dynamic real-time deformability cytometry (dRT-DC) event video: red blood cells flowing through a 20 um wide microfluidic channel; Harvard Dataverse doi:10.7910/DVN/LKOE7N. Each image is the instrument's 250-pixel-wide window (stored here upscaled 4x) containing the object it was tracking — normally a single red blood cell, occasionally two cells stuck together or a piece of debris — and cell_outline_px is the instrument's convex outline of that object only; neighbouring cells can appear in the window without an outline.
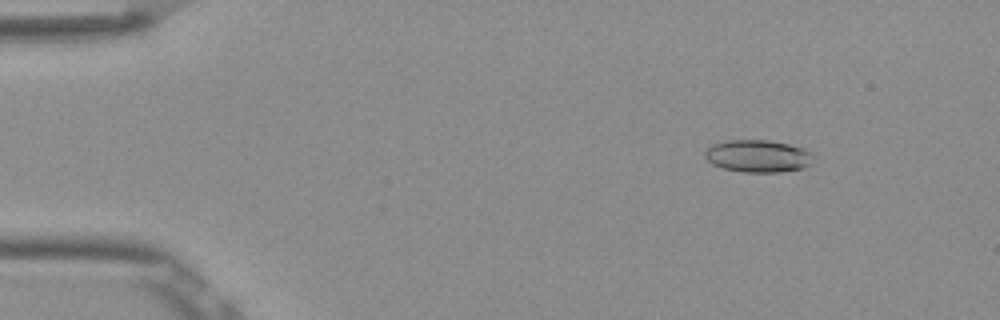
{"species": "Egyptian fruit bat (a non-hibernating species)", "species_latin": "Rousettus aegyptiacus", "temperature_condition": "room temperature", "stored_images_in_passage": 53, "camera_frame_rate_fps": 3000, "um_per_image_px": 0.085, "frame": {"image": 1, "passage_image": 7, "time_ms": 2.0, "image_size_px": [1000, 320], "cell_outline_px": [[808, 164], [804, 168], [780, 172], [744, 172], [724, 168], [712, 164], [704, 156], [704, 152], [712, 144], [724, 140], [768, 140], [788, 144], [804, 148], [808, 152]], "centroid_in_image_um": [64.33, 13.26], "position_along_channel_um": 20.7, "area_um2": 20.11}}
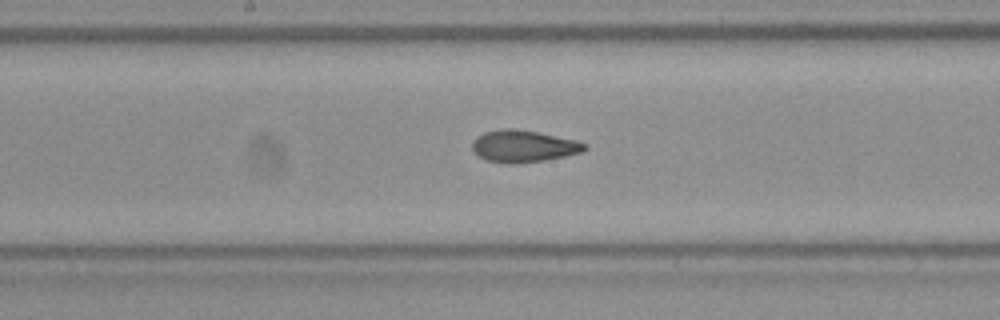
{"frame": {"image": 2, "passage_image": 28, "time_ms": 9.0, "image_size_px": [1000, 320], "cell_outline_px": [[588, 148], [580, 152], [564, 156], [544, 160], [512, 164], [484, 160], [472, 148], [472, 140], [476, 136], [484, 132], [500, 128], [508, 128], [536, 132], [576, 140], [588, 144]], "centroid_in_image_um": [44.47, 12.42], "position_along_channel_um": 203.7, "area_um2": 20.81}}
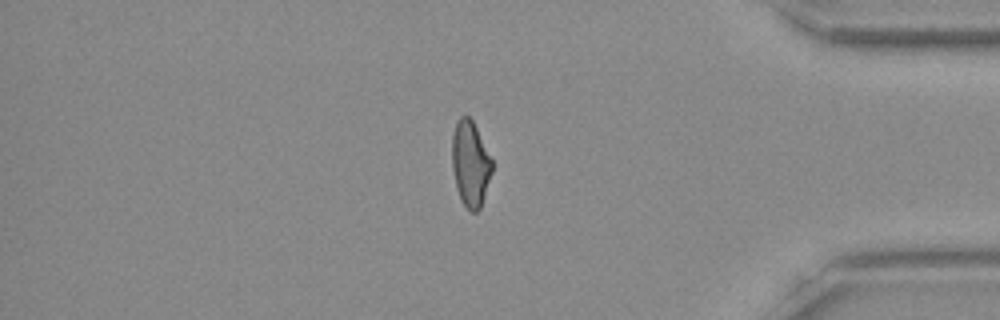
{"frame": {"image": 3, "passage_image": 45, "time_ms": 14.667, "image_size_px": [1000, 320], "cell_outline_px": [[492, 172], [480, 208], [476, 212], [472, 212], [460, 200], [456, 188], [452, 168], [452, 136], [456, 124], [460, 116], [468, 116], [472, 120], [492, 160]], "centroid_in_image_um": [39.97, 13.93], "position_along_channel_um": 395.2, "area_um2": 19.71}, "authors_computed_cell_mechanics": {"area_um2": 20.4612, "velocity_mm_per_s": 3.8745, "shape_relaxation_time_tau1_ms": null, "shape_relaxation_time_tau2_ms": 1.6363, "deformation_change_tau1": null, "deformation_change_tau2": 0.0858}}